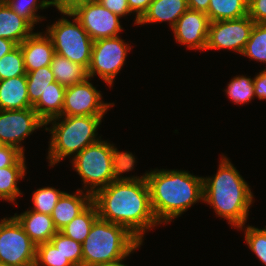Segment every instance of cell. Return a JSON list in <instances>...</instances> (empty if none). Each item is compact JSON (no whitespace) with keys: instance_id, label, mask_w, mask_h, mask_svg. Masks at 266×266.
I'll return each instance as SVG.
<instances>
[{"instance_id":"obj_25","label":"cell","mask_w":266,"mask_h":266,"mask_svg":"<svg viewBox=\"0 0 266 266\" xmlns=\"http://www.w3.org/2000/svg\"><path fill=\"white\" fill-rule=\"evenodd\" d=\"M98 217L97 207L92 202L83 212L63 227L60 232L77 242L83 243Z\"/></svg>"},{"instance_id":"obj_3","label":"cell","mask_w":266,"mask_h":266,"mask_svg":"<svg viewBox=\"0 0 266 266\" xmlns=\"http://www.w3.org/2000/svg\"><path fill=\"white\" fill-rule=\"evenodd\" d=\"M203 201L233 228L243 230L254 200L248 183L223 155L217 173L203 177Z\"/></svg>"},{"instance_id":"obj_9","label":"cell","mask_w":266,"mask_h":266,"mask_svg":"<svg viewBox=\"0 0 266 266\" xmlns=\"http://www.w3.org/2000/svg\"><path fill=\"white\" fill-rule=\"evenodd\" d=\"M36 247L14 216L0 220V265H34Z\"/></svg>"},{"instance_id":"obj_22","label":"cell","mask_w":266,"mask_h":266,"mask_svg":"<svg viewBox=\"0 0 266 266\" xmlns=\"http://www.w3.org/2000/svg\"><path fill=\"white\" fill-rule=\"evenodd\" d=\"M25 155H23L13 166L0 168V200L14 202L22 195L18 181L26 174Z\"/></svg>"},{"instance_id":"obj_4","label":"cell","mask_w":266,"mask_h":266,"mask_svg":"<svg viewBox=\"0 0 266 266\" xmlns=\"http://www.w3.org/2000/svg\"><path fill=\"white\" fill-rule=\"evenodd\" d=\"M135 162L131 152H119L114 144L101 139L74 155L71 161L81 176L85 192L92 196L123 173L132 171Z\"/></svg>"},{"instance_id":"obj_21","label":"cell","mask_w":266,"mask_h":266,"mask_svg":"<svg viewBox=\"0 0 266 266\" xmlns=\"http://www.w3.org/2000/svg\"><path fill=\"white\" fill-rule=\"evenodd\" d=\"M66 87L53 82L41 94L39 100L32 106L38 116L46 123L62 113Z\"/></svg>"},{"instance_id":"obj_35","label":"cell","mask_w":266,"mask_h":266,"mask_svg":"<svg viewBox=\"0 0 266 266\" xmlns=\"http://www.w3.org/2000/svg\"><path fill=\"white\" fill-rule=\"evenodd\" d=\"M23 155L17 148L3 145L0 148V168L13 166Z\"/></svg>"},{"instance_id":"obj_5","label":"cell","mask_w":266,"mask_h":266,"mask_svg":"<svg viewBox=\"0 0 266 266\" xmlns=\"http://www.w3.org/2000/svg\"><path fill=\"white\" fill-rule=\"evenodd\" d=\"M102 118L103 116H58L48 120L45 130L51 134L47 156L49 166L53 167L69 155L73 154L74 157V154L77 155L101 139L100 136L97 137V129ZM50 123L52 126L47 128Z\"/></svg>"},{"instance_id":"obj_36","label":"cell","mask_w":266,"mask_h":266,"mask_svg":"<svg viewBox=\"0 0 266 266\" xmlns=\"http://www.w3.org/2000/svg\"><path fill=\"white\" fill-rule=\"evenodd\" d=\"M248 16L255 23H266V0H249Z\"/></svg>"},{"instance_id":"obj_8","label":"cell","mask_w":266,"mask_h":266,"mask_svg":"<svg viewBox=\"0 0 266 266\" xmlns=\"http://www.w3.org/2000/svg\"><path fill=\"white\" fill-rule=\"evenodd\" d=\"M131 46L119 36L93 41L91 60L87 75L91 80L98 75L104 82L113 85L115 76L125 64Z\"/></svg>"},{"instance_id":"obj_1","label":"cell","mask_w":266,"mask_h":266,"mask_svg":"<svg viewBox=\"0 0 266 266\" xmlns=\"http://www.w3.org/2000/svg\"><path fill=\"white\" fill-rule=\"evenodd\" d=\"M99 218L125 227L141 243L145 232L160 223L151 206L145 175L123 177L112 181L92 196Z\"/></svg>"},{"instance_id":"obj_24","label":"cell","mask_w":266,"mask_h":266,"mask_svg":"<svg viewBox=\"0 0 266 266\" xmlns=\"http://www.w3.org/2000/svg\"><path fill=\"white\" fill-rule=\"evenodd\" d=\"M249 0H210L207 16L210 22L238 19L248 15Z\"/></svg>"},{"instance_id":"obj_15","label":"cell","mask_w":266,"mask_h":266,"mask_svg":"<svg viewBox=\"0 0 266 266\" xmlns=\"http://www.w3.org/2000/svg\"><path fill=\"white\" fill-rule=\"evenodd\" d=\"M26 72L50 66L55 50L51 38L42 32H34L19 44Z\"/></svg>"},{"instance_id":"obj_32","label":"cell","mask_w":266,"mask_h":266,"mask_svg":"<svg viewBox=\"0 0 266 266\" xmlns=\"http://www.w3.org/2000/svg\"><path fill=\"white\" fill-rule=\"evenodd\" d=\"M63 193L64 191H60L54 187H43L37 189L32 194V203L34 208L31 210L51 215Z\"/></svg>"},{"instance_id":"obj_12","label":"cell","mask_w":266,"mask_h":266,"mask_svg":"<svg viewBox=\"0 0 266 266\" xmlns=\"http://www.w3.org/2000/svg\"><path fill=\"white\" fill-rule=\"evenodd\" d=\"M255 22L247 15L209 24L207 49H231L242 54Z\"/></svg>"},{"instance_id":"obj_41","label":"cell","mask_w":266,"mask_h":266,"mask_svg":"<svg viewBox=\"0 0 266 266\" xmlns=\"http://www.w3.org/2000/svg\"><path fill=\"white\" fill-rule=\"evenodd\" d=\"M79 0H47L49 6H55L59 10H69Z\"/></svg>"},{"instance_id":"obj_18","label":"cell","mask_w":266,"mask_h":266,"mask_svg":"<svg viewBox=\"0 0 266 266\" xmlns=\"http://www.w3.org/2000/svg\"><path fill=\"white\" fill-rule=\"evenodd\" d=\"M32 108L28 98L26 75L0 80V110Z\"/></svg>"},{"instance_id":"obj_31","label":"cell","mask_w":266,"mask_h":266,"mask_svg":"<svg viewBox=\"0 0 266 266\" xmlns=\"http://www.w3.org/2000/svg\"><path fill=\"white\" fill-rule=\"evenodd\" d=\"M26 73L22 50L19 45L0 58V80L26 75Z\"/></svg>"},{"instance_id":"obj_45","label":"cell","mask_w":266,"mask_h":266,"mask_svg":"<svg viewBox=\"0 0 266 266\" xmlns=\"http://www.w3.org/2000/svg\"><path fill=\"white\" fill-rule=\"evenodd\" d=\"M81 1H96V0H79V2H81Z\"/></svg>"},{"instance_id":"obj_11","label":"cell","mask_w":266,"mask_h":266,"mask_svg":"<svg viewBox=\"0 0 266 266\" xmlns=\"http://www.w3.org/2000/svg\"><path fill=\"white\" fill-rule=\"evenodd\" d=\"M87 77L80 83L66 87L60 116H104L113 103H104L100 91Z\"/></svg>"},{"instance_id":"obj_16","label":"cell","mask_w":266,"mask_h":266,"mask_svg":"<svg viewBox=\"0 0 266 266\" xmlns=\"http://www.w3.org/2000/svg\"><path fill=\"white\" fill-rule=\"evenodd\" d=\"M92 203V195L78 189L76 194L64 192L53 209L51 218L60 231Z\"/></svg>"},{"instance_id":"obj_13","label":"cell","mask_w":266,"mask_h":266,"mask_svg":"<svg viewBox=\"0 0 266 266\" xmlns=\"http://www.w3.org/2000/svg\"><path fill=\"white\" fill-rule=\"evenodd\" d=\"M45 122L33 108L19 110H0V141L3 145L17 148L24 154L21 141Z\"/></svg>"},{"instance_id":"obj_40","label":"cell","mask_w":266,"mask_h":266,"mask_svg":"<svg viewBox=\"0 0 266 266\" xmlns=\"http://www.w3.org/2000/svg\"><path fill=\"white\" fill-rule=\"evenodd\" d=\"M210 0H187L188 9L207 13Z\"/></svg>"},{"instance_id":"obj_26","label":"cell","mask_w":266,"mask_h":266,"mask_svg":"<svg viewBox=\"0 0 266 266\" xmlns=\"http://www.w3.org/2000/svg\"><path fill=\"white\" fill-rule=\"evenodd\" d=\"M28 98L33 106L40 98L41 94L55 82V77L50 66L41 67L37 70L26 73Z\"/></svg>"},{"instance_id":"obj_20","label":"cell","mask_w":266,"mask_h":266,"mask_svg":"<svg viewBox=\"0 0 266 266\" xmlns=\"http://www.w3.org/2000/svg\"><path fill=\"white\" fill-rule=\"evenodd\" d=\"M187 9V0H153L148 10L139 19L138 25L168 21L173 28Z\"/></svg>"},{"instance_id":"obj_19","label":"cell","mask_w":266,"mask_h":266,"mask_svg":"<svg viewBox=\"0 0 266 266\" xmlns=\"http://www.w3.org/2000/svg\"><path fill=\"white\" fill-rule=\"evenodd\" d=\"M34 27L15 13L4 0H0V38L21 44L32 35Z\"/></svg>"},{"instance_id":"obj_10","label":"cell","mask_w":266,"mask_h":266,"mask_svg":"<svg viewBox=\"0 0 266 266\" xmlns=\"http://www.w3.org/2000/svg\"><path fill=\"white\" fill-rule=\"evenodd\" d=\"M93 41L119 36L123 31L118 15L96 1H81L68 10Z\"/></svg>"},{"instance_id":"obj_34","label":"cell","mask_w":266,"mask_h":266,"mask_svg":"<svg viewBox=\"0 0 266 266\" xmlns=\"http://www.w3.org/2000/svg\"><path fill=\"white\" fill-rule=\"evenodd\" d=\"M244 231L247 246L266 266V231L250 225Z\"/></svg>"},{"instance_id":"obj_6","label":"cell","mask_w":266,"mask_h":266,"mask_svg":"<svg viewBox=\"0 0 266 266\" xmlns=\"http://www.w3.org/2000/svg\"><path fill=\"white\" fill-rule=\"evenodd\" d=\"M141 245L125 227L98 217L82 243V266L126 258Z\"/></svg>"},{"instance_id":"obj_23","label":"cell","mask_w":266,"mask_h":266,"mask_svg":"<svg viewBox=\"0 0 266 266\" xmlns=\"http://www.w3.org/2000/svg\"><path fill=\"white\" fill-rule=\"evenodd\" d=\"M50 68L53 71L55 81L65 87L80 83L88 77L87 70L83 66L56 53L53 56Z\"/></svg>"},{"instance_id":"obj_33","label":"cell","mask_w":266,"mask_h":266,"mask_svg":"<svg viewBox=\"0 0 266 266\" xmlns=\"http://www.w3.org/2000/svg\"><path fill=\"white\" fill-rule=\"evenodd\" d=\"M34 266H73L51 243H41L36 247Z\"/></svg>"},{"instance_id":"obj_43","label":"cell","mask_w":266,"mask_h":266,"mask_svg":"<svg viewBox=\"0 0 266 266\" xmlns=\"http://www.w3.org/2000/svg\"><path fill=\"white\" fill-rule=\"evenodd\" d=\"M124 259L125 258H122V259L114 261V262L100 263V264H96V265H93V266H127V265L123 264V262H122Z\"/></svg>"},{"instance_id":"obj_44","label":"cell","mask_w":266,"mask_h":266,"mask_svg":"<svg viewBox=\"0 0 266 266\" xmlns=\"http://www.w3.org/2000/svg\"><path fill=\"white\" fill-rule=\"evenodd\" d=\"M0 266H34V265H0Z\"/></svg>"},{"instance_id":"obj_30","label":"cell","mask_w":266,"mask_h":266,"mask_svg":"<svg viewBox=\"0 0 266 266\" xmlns=\"http://www.w3.org/2000/svg\"><path fill=\"white\" fill-rule=\"evenodd\" d=\"M58 251L73 265L82 266V243L58 231L50 240Z\"/></svg>"},{"instance_id":"obj_27","label":"cell","mask_w":266,"mask_h":266,"mask_svg":"<svg viewBox=\"0 0 266 266\" xmlns=\"http://www.w3.org/2000/svg\"><path fill=\"white\" fill-rule=\"evenodd\" d=\"M242 55L266 63V23L254 24Z\"/></svg>"},{"instance_id":"obj_29","label":"cell","mask_w":266,"mask_h":266,"mask_svg":"<svg viewBox=\"0 0 266 266\" xmlns=\"http://www.w3.org/2000/svg\"><path fill=\"white\" fill-rule=\"evenodd\" d=\"M6 4L20 17L26 19L33 27L44 19L37 13L38 9L49 7L47 0H4ZM40 1V3H38Z\"/></svg>"},{"instance_id":"obj_39","label":"cell","mask_w":266,"mask_h":266,"mask_svg":"<svg viewBox=\"0 0 266 266\" xmlns=\"http://www.w3.org/2000/svg\"><path fill=\"white\" fill-rule=\"evenodd\" d=\"M153 0H128L129 9L132 13H136L135 25H138L139 19L148 10L149 5Z\"/></svg>"},{"instance_id":"obj_2","label":"cell","mask_w":266,"mask_h":266,"mask_svg":"<svg viewBox=\"0 0 266 266\" xmlns=\"http://www.w3.org/2000/svg\"><path fill=\"white\" fill-rule=\"evenodd\" d=\"M157 221L168 224L186 212L194 203L203 201V177L188 171L155 169L144 173Z\"/></svg>"},{"instance_id":"obj_28","label":"cell","mask_w":266,"mask_h":266,"mask_svg":"<svg viewBox=\"0 0 266 266\" xmlns=\"http://www.w3.org/2000/svg\"><path fill=\"white\" fill-rule=\"evenodd\" d=\"M231 101L238 104H245L251 101L254 97L253 79L242 76H235L224 90Z\"/></svg>"},{"instance_id":"obj_42","label":"cell","mask_w":266,"mask_h":266,"mask_svg":"<svg viewBox=\"0 0 266 266\" xmlns=\"http://www.w3.org/2000/svg\"><path fill=\"white\" fill-rule=\"evenodd\" d=\"M17 46L18 45L11 40L0 38V58H2L5 54L10 53Z\"/></svg>"},{"instance_id":"obj_17","label":"cell","mask_w":266,"mask_h":266,"mask_svg":"<svg viewBox=\"0 0 266 266\" xmlns=\"http://www.w3.org/2000/svg\"><path fill=\"white\" fill-rule=\"evenodd\" d=\"M14 217L36 245L50 242L51 238L58 232L51 215L25 210L19 215L15 213Z\"/></svg>"},{"instance_id":"obj_38","label":"cell","mask_w":266,"mask_h":266,"mask_svg":"<svg viewBox=\"0 0 266 266\" xmlns=\"http://www.w3.org/2000/svg\"><path fill=\"white\" fill-rule=\"evenodd\" d=\"M254 94L259 100L266 99V68L259 72L254 78Z\"/></svg>"},{"instance_id":"obj_7","label":"cell","mask_w":266,"mask_h":266,"mask_svg":"<svg viewBox=\"0 0 266 266\" xmlns=\"http://www.w3.org/2000/svg\"><path fill=\"white\" fill-rule=\"evenodd\" d=\"M59 12L73 17V22L62 17L51 26H47L45 33L51 38L56 54L88 70L93 40L68 10H59Z\"/></svg>"},{"instance_id":"obj_37","label":"cell","mask_w":266,"mask_h":266,"mask_svg":"<svg viewBox=\"0 0 266 266\" xmlns=\"http://www.w3.org/2000/svg\"><path fill=\"white\" fill-rule=\"evenodd\" d=\"M101 5L119 17L132 13L129 9L128 0H97Z\"/></svg>"},{"instance_id":"obj_14","label":"cell","mask_w":266,"mask_h":266,"mask_svg":"<svg viewBox=\"0 0 266 266\" xmlns=\"http://www.w3.org/2000/svg\"><path fill=\"white\" fill-rule=\"evenodd\" d=\"M210 21L204 12L187 9L172 31L176 42L189 49L206 50Z\"/></svg>"}]
</instances>
